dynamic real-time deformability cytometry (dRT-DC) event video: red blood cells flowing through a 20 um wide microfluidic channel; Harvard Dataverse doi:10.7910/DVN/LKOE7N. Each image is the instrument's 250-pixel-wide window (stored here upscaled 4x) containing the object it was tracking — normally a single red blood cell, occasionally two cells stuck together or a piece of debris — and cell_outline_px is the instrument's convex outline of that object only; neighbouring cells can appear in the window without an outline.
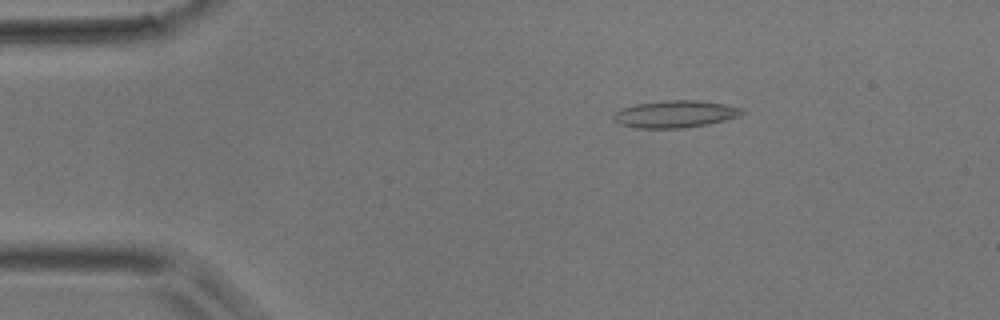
{"species": "common noctule bat (a hibernating species)", "species_latin": "Nyctalus noctula", "temperature_condition": "room temperature", "stored_images_in_passage": 35, "camera_frame_rate_fps": 3000, "um_per_image_px": 0.085, "animal": {"sex": "male", "body_mass_g": 17.9}, "frame": {"image": 1, "passage_image": 3, "time_ms": 0.667, "image_size_px": [1000, 320], "cell_outline_px": [[744, 112], [740, 116], [708, 124], [684, 128], [636, 128], [620, 124], [612, 120], [612, 116], [620, 108], [636, 104], [664, 100], [696, 100], [724, 104], [744, 108]], "centroid_in_image_um": [57.37, 9.69], "position_along_channel_um": 27.6, "area_um2": 20.46}}
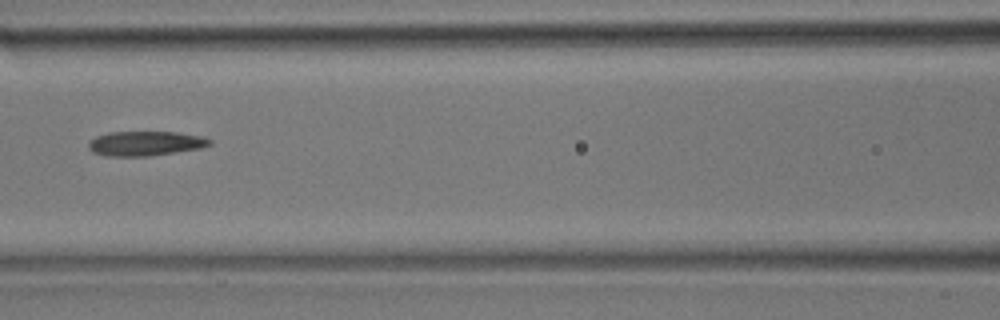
{"frame": {"image": 2, "passage_image": 15, "time_ms": 4.667, "image_size_px": [1000, 320], "cell_outline_px": [[212, 144], [200, 148], [148, 156], [104, 156], [92, 152], [88, 148], [88, 140], [96, 136], [108, 132], [176, 132], [200, 136], [212, 140]], "centroid_in_image_um": [12.29, 12.19], "position_along_channel_um": 154.3, "area_um2": 17.4}}
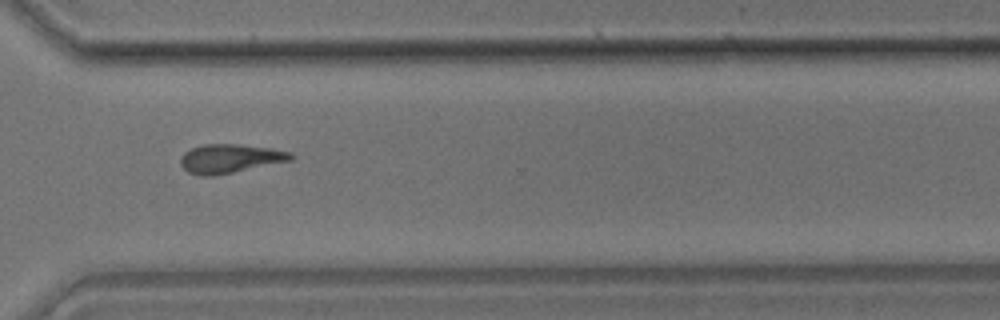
{"frame": {"image": 3, "passage_image": 28, "time_ms": 9.0, "image_size_px": [1000, 320], "cell_outline_px": [[296, 156], [292, 160], [212, 176], [200, 176], [188, 172], [180, 164], [180, 156], [184, 152], [192, 148], [204, 144], [236, 144], [268, 148], [292, 152]], "centroid_in_image_um": [19.53, 13.47], "position_along_channel_um": 351.1, "area_um2": 18.44}}